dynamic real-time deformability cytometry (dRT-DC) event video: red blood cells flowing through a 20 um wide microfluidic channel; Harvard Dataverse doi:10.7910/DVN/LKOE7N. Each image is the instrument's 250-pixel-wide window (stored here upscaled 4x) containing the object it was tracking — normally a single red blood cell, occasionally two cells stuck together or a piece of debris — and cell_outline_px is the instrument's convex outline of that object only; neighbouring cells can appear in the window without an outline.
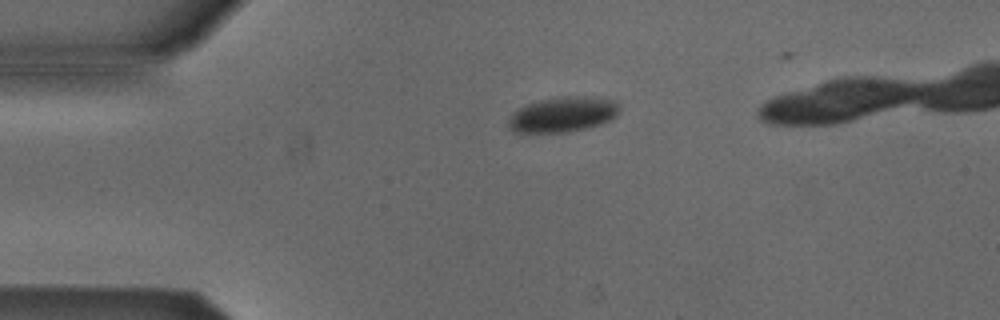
{"species": "Egyptian fruit bat (a non-hibernating species)", "species_latin": "Rousettus aegyptiacus", "temperature_condition": "cold", "stored_images_in_passage": 36, "camera_frame_rate_fps": 3000, "um_per_image_px": 0.085, "animal": {"sex": "male"}, "frame": {"image": 1, "passage_image": 1, "time_ms": 0.0, "image_size_px": [1000, 320], "cell_outline_px": [[620, 108], [616, 116], [600, 124], [584, 128], [564, 132], [512, 132], [508, 128], [508, 120], [512, 112], [528, 104], [540, 100], [560, 96], [596, 96], [616, 100], [620, 104]], "centroid_in_image_um": [47.86, 9.7], "position_along_channel_um": 37.1, "area_um2": 22.89}}
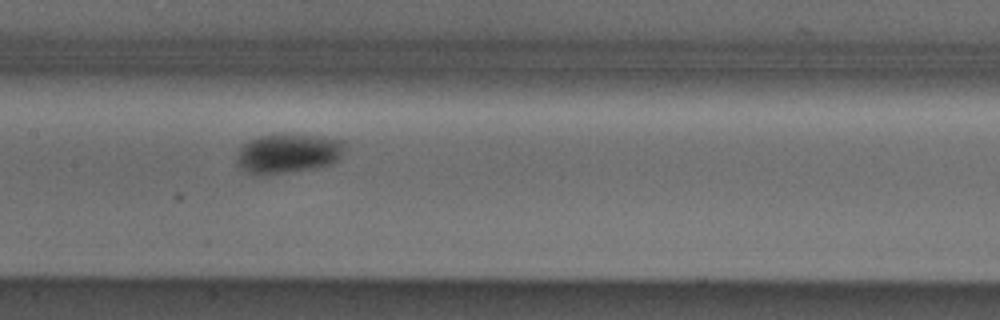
{"frame": {"image": 2, "passage_image": 15, "time_ms": 4.667, "image_size_px": [1000, 320], "cell_outline_px": [[344, 144], [340, 156], [332, 164], [316, 168], [288, 172], [248, 172], [240, 168], [236, 164], [236, 156], [240, 148], [244, 144], [260, 136], [280, 132], [292, 132], [324, 136], [344, 140]], "centroid_in_image_um": [24.52, 12.97], "position_along_channel_um": 182.9, "area_um2": 24.97}}
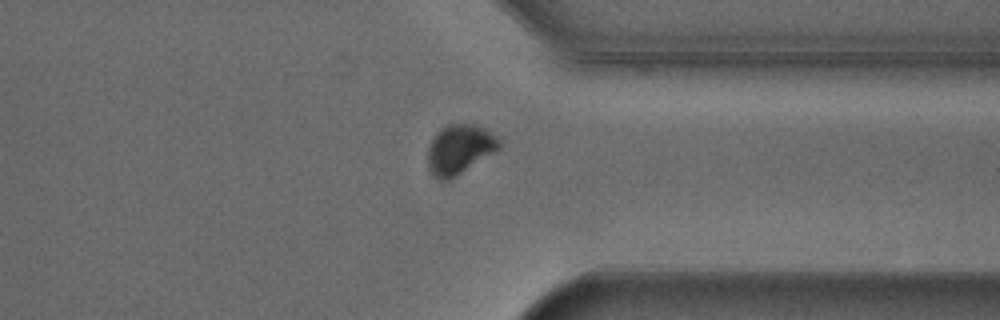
{"frame": {"image": 3, "passage_image": 30, "time_ms": 9.667, "image_size_px": [1000, 320], "cell_outline_px": [[500, 148], [456, 176], [448, 180], [436, 180], [432, 176], [428, 168], [428, 148], [436, 132], [440, 128], [448, 124], [476, 124], [484, 128], [496, 136], [500, 140]], "centroid_in_image_um": [39.03, 12.69], "position_along_channel_um": 372.4, "area_um2": 20.58}, "authors_computed_cell_mechanics": {"area_um2": 23.987, "velocity_mm_per_s": 3.8362, "shape_relaxation_time_tau1_ms": 3.1842, "shape_relaxation_time_tau2_ms": null, "deformation_change_tau1": 0.0437, "deformation_change_tau2": null}}